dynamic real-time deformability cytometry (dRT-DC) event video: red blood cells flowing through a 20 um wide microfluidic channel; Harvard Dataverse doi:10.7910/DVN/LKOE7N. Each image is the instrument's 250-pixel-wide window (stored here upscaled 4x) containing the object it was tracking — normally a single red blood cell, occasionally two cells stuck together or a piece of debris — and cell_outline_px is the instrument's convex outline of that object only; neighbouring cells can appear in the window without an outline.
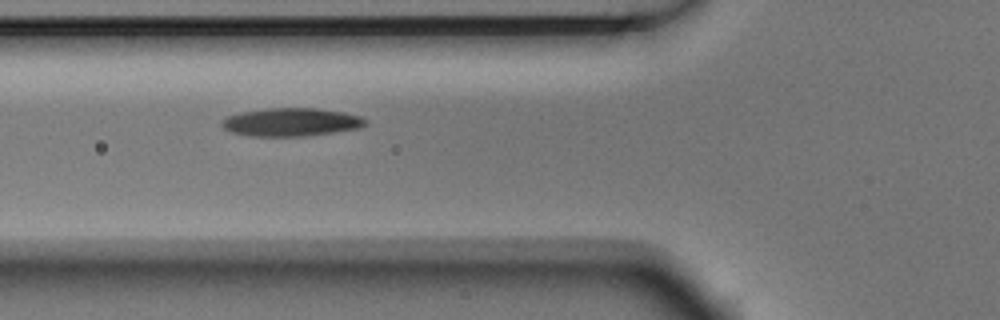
{"species": "Egyptian fruit bat (a non-hibernating species)", "species_latin": "Rousettus aegyptiacus", "temperature_condition": "room temperature", "stored_images_in_passage": 9, "camera_frame_rate_fps": 3000, "um_per_image_px": 0.085, "animal": {"sex": "male"}, "frame": {"image": 1, "passage_image": 6, "time_ms": 1.667, "image_size_px": [1000, 320], "cell_outline_px": [[368, 124], [360, 128], [304, 136], [248, 136], [232, 132], [224, 128], [220, 124], [228, 116], [240, 112], [268, 108], [316, 108], [344, 112], [360, 116], [368, 120]], "centroid_in_image_um": [24.77, 10.37], "position_along_channel_um": 101.0, "area_um2": 23.58}}
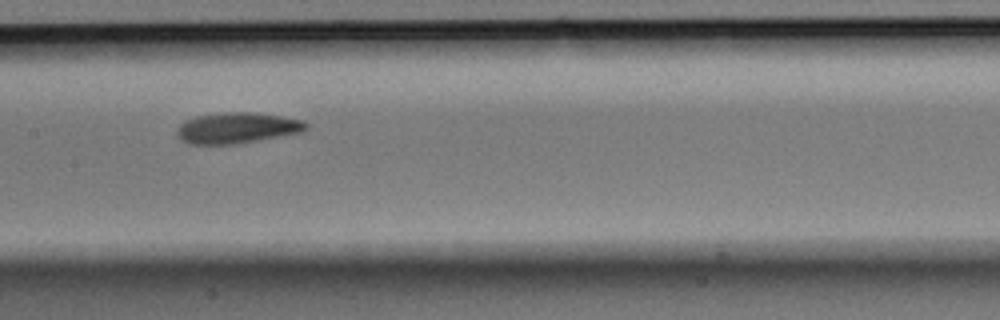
{"frame": {"image": 2, "passage_image": 8, "time_ms": 2.333, "image_size_px": [1000, 320], "cell_outline_px": [[308, 128], [300, 132], [236, 144], [192, 144], [184, 140], [176, 132], [180, 124], [184, 120], [196, 116], [220, 112], [252, 112], [284, 116], [304, 120], [308, 124]], "centroid_in_image_um": [20.17, 10.85], "position_along_channel_um": 187.2, "area_um2": 23.12}}
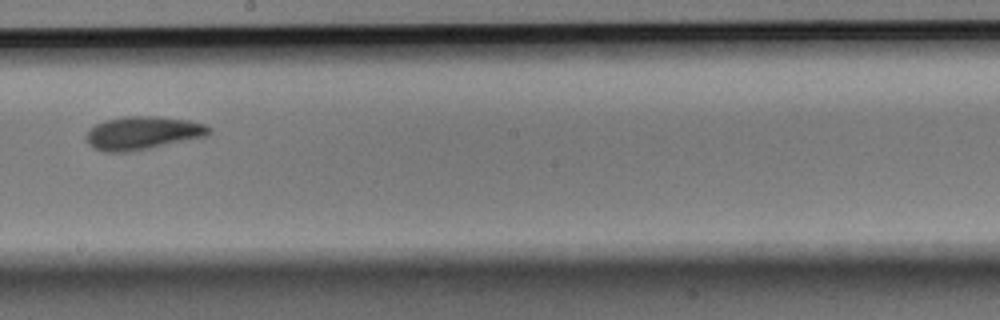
{"frame": {"image": 3, "passage_image": 9, "time_ms": 2.667, "image_size_px": [1000, 320], "cell_outline_px": [[212, 132], [208, 136], [148, 148], [124, 152], [104, 152], [96, 148], [84, 136], [88, 128], [104, 120], [124, 116], [156, 116], [188, 120], [204, 124], [212, 128]], "centroid_in_image_um": [12.14, 11.28], "position_along_channel_um": 236.1, "area_um2": 23.7}}